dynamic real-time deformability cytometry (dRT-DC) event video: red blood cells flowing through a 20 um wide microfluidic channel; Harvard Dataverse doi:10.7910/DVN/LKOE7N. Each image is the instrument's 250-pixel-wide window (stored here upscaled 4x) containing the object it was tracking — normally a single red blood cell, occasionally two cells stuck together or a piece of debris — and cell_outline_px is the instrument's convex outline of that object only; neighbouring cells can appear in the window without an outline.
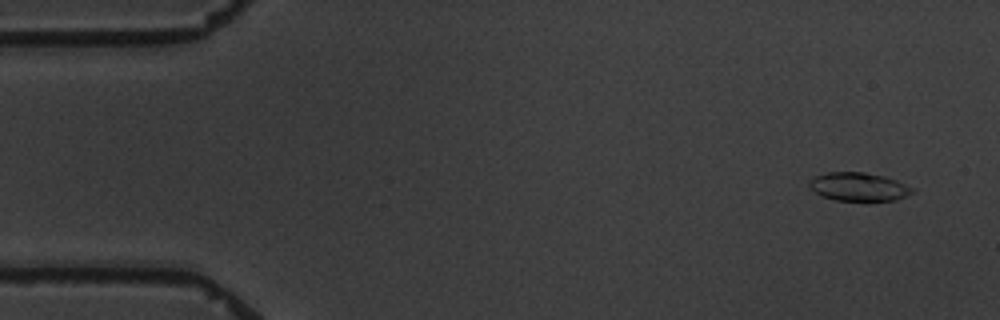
{"species": "common noctule bat (a hibernating species)", "species_latin": "Nyctalus noctula", "temperature_condition": "warm", "stored_images_in_passage": 5, "camera_frame_rate_fps": 3000, "um_per_image_px": 0.085, "animal": {"sex": "male", "body_mass_g": 19.5, "forearm_length_mm": 54.6}, "frame": {"image": 1, "passage_image": 5, "time_ms": 5.333, "image_size_px": [1000, 320], "cell_outline_px": [[916, 192], [896, 200], [868, 204], [836, 200], [820, 196], [808, 188], [808, 184], [812, 176], [828, 172], [864, 172], [884, 176], [896, 180], [916, 188]], "centroid_in_image_um": [73.01, 15.93], "position_along_channel_um": 12.0, "area_um2": 18.21}}